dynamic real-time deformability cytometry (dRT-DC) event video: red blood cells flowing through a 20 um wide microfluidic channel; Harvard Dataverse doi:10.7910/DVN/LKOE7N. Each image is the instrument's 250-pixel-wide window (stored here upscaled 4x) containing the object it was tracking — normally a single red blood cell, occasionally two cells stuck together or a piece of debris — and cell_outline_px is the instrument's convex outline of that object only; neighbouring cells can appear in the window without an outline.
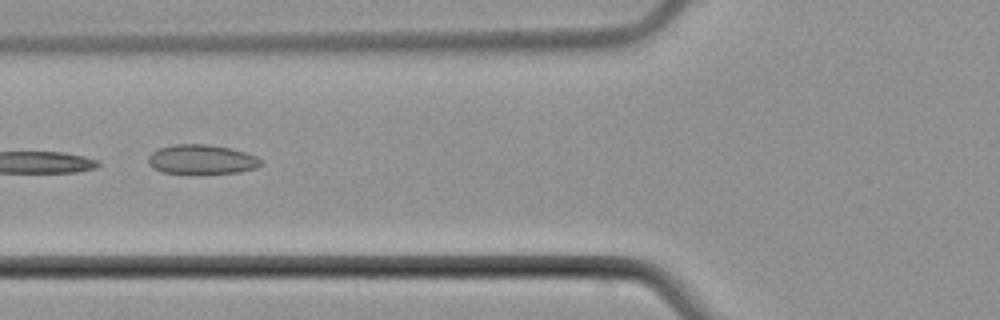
{"species": "common noctule bat (a hibernating species)", "species_latin": "Nyctalus noctula", "temperature_condition": "cold", "stored_images_in_passage": 6, "camera_frame_rate_fps": 3000, "um_per_image_px": 0.085, "animal": {"sex": "male", "body_mass_g": 21.5, "forearm_length_mm": 52.0}, "frame": {"image": 1, "passage_image": 4, "time_ms": 4.333, "image_size_px": [1000, 320], "cell_outline_px": [[260, 164], [256, 168], [240, 172], [164, 172], [152, 168], [148, 164], [148, 156], [152, 152], [160, 148], [172, 144], [208, 144], [232, 148], [256, 156], [260, 160]], "centroid_in_image_um": [17.12, 13.52], "position_along_channel_um": 108.7, "area_um2": 18.96}}
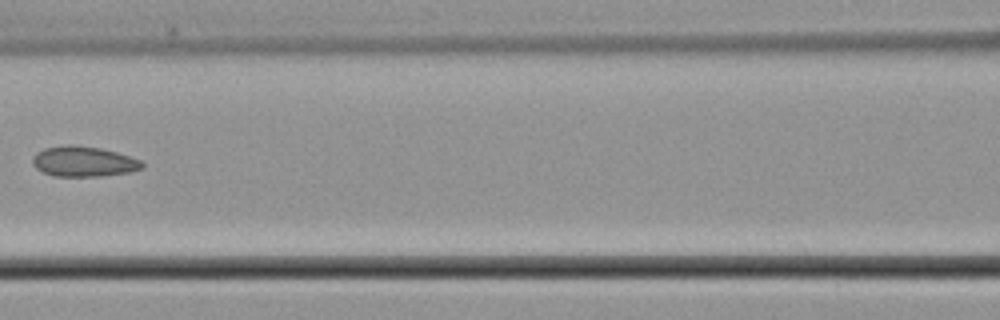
{"frame": {"image": 2, "passage_image": 5, "time_ms": 5.667, "image_size_px": [1000, 320], "cell_outline_px": [[144, 168], [132, 172], [100, 176], [56, 176], [44, 172], [36, 168], [32, 164], [32, 156], [36, 152], [44, 148], [68, 144], [76, 144], [100, 148], [116, 152], [140, 160], [144, 164]], "centroid_in_image_um": [7.1, 13.72], "position_along_channel_um": 159.5, "area_um2": 19.48}}
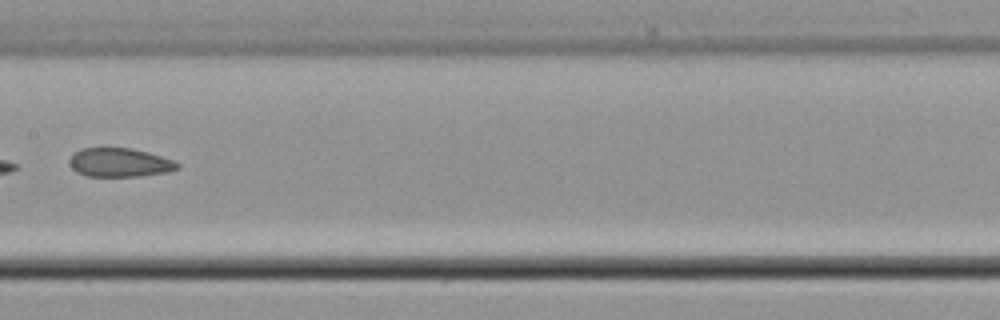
{"frame": {"image": 3, "passage_image": 6, "time_ms": 6.667, "image_size_px": [1000, 320], "cell_outline_px": [[180, 164], [176, 168], [168, 172], [136, 176], [88, 176], [76, 172], [68, 164], [68, 160], [72, 152], [80, 148], [132, 148], [148, 152], [172, 160]], "centroid_in_image_um": [10.09, 13.8], "position_along_channel_um": 197.3, "area_um2": 18.15}}